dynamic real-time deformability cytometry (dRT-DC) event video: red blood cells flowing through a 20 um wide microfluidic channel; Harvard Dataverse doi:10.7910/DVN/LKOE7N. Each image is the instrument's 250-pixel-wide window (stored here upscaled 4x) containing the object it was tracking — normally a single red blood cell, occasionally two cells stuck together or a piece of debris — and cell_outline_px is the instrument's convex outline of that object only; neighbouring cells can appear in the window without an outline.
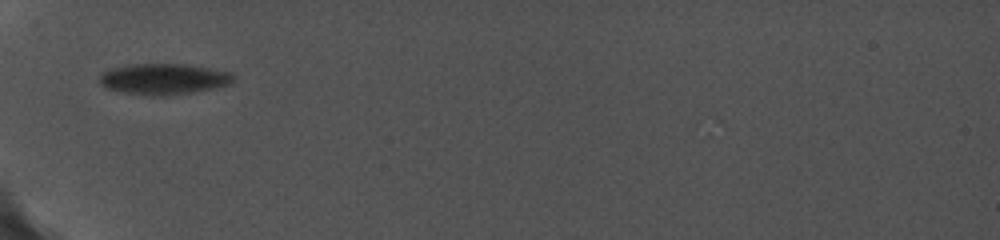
{"species": "common noctule bat (a hibernating species)", "species_latin": "Nyctalus noctula", "temperature_condition": "cold", "stored_images_in_passage": 37, "camera_frame_rate_fps": 5000, "um_per_image_px": 0.085, "animal": {"sex": "female", "body_mass_g": 19.0, "forearm_length_mm": 56.7}, "frame": {"image": 1, "passage_image": 1, "time_ms": 0.0, "image_size_px": [1000, 240], "cell_outline_px": [[236, 80], [232, 84], [212, 88], [188, 92], [152, 96], [124, 92], [108, 88], [100, 84], [100, 72], [124, 64], [184, 64], [232, 72], [236, 76]], "centroid_in_image_um": [13.92, 6.69], "position_along_channel_um": 71.1, "area_um2": 23.99}}
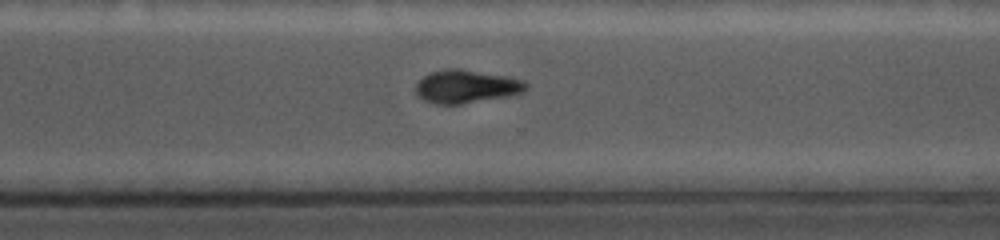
{"frame": {"image": 2, "passage_image": 26, "time_ms": 7.0, "image_size_px": [1000, 240], "cell_outline_px": [[528, 88], [524, 92], [508, 96], [460, 104], [436, 104], [424, 100], [416, 96], [416, 84], [424, 76], [432, 72], [448, 68], [460, 68], [504, 76], [524, 80], [528, 84]], "centroid_in_image_um": [39.64, 7.35], "position_along_channel_um": 331.0, "area_um2": 21.27}}
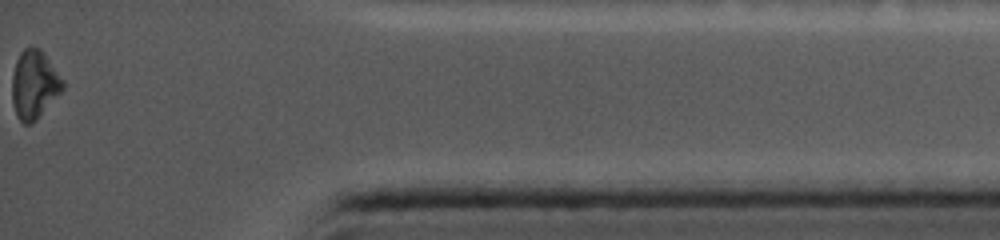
{"frame": {"image": 3, "passage_image": 37, "time_ms": 10.2, "image_size_px": [1000, 240], "cell_outline_px": [[64, 88], [36, 120], [32, 124], [24, 124], [16, 116], [12, 100], [12, 76], [16, 60], [20, 52], [24, 48], [40, 48], [64, 80]], "centroid_in_image_um": [2.9, 7.2], "position_along_channel_um": 432.3, "area_um2": 20.11}}